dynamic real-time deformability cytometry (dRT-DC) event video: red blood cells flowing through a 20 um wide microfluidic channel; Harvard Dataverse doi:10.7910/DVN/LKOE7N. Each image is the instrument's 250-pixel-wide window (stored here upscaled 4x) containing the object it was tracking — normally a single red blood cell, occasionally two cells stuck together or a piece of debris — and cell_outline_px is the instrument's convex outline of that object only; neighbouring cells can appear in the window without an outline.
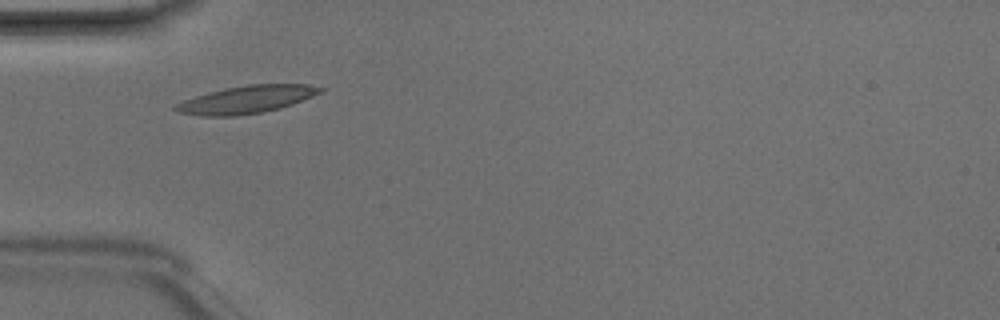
{"species": "Egyptian fruit bat (a non-hibernating species)", "species_latin": "Rousettus aegyptiacus", "temperature_condition": "room temperature", "stored_images_in_passage": 4, "camera_frame_rate_fps": 3000, "um_per_image_px": 0.085, "animal": {"sex": "male"}, "frame": {"image": 1, "passage_image": 2, "time_ms": 0.333, "image_size_px": [1000, 320], "cell_outline_px": [[328, 88], [324, 92], [292, 104], [280, 108], [260, 112], [236, 116], [200, 116], [176, 112], [172, 108], [172, 104], [208, 92], [224, 88], [248, 84], [308, 84]], "centroid_in_image_um": [20.95, 8.45], "position_along_channel_um": 64.0, "area_um2": 23.58}}